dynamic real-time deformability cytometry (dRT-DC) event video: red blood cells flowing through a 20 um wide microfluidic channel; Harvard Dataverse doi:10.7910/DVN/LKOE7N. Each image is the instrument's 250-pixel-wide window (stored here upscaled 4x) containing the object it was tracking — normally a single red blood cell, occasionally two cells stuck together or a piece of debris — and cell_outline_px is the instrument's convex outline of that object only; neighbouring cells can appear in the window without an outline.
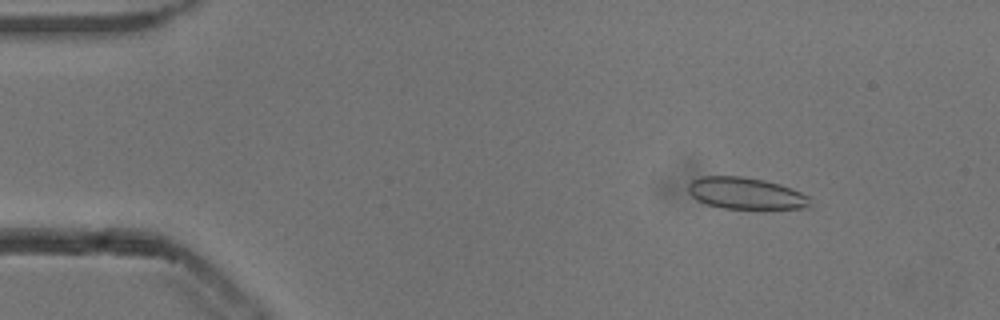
{"species": "common noctule bat (a hibernating species)", "species_latin": "Nyctalus noctula", "temperature_condition": "cold", "stored_images_in_passage": 53, "camera_frame_rate_fps": 3000, "um_per_image_px": 0.085, "animal": {"sex": "male", "body_mass_g": 13.3}, "frame": {"image": 1, "passage_image": 7, "time_ms": 2.0, "image_size_px": [1000, 320], "cell_outline_px": [[808, 208], [764, 212], [724, 208], [708, 204], [696, 200], [688, 192], [688, 184], [692, 180], [700, 176], [744, 176], [764, 180], [780, 184], [792, 188], [808, 196]], "centroid_in_image_um": [63.43, 16.48], "position_along_channel_um": 21.6, "area_um2": 23.52}}
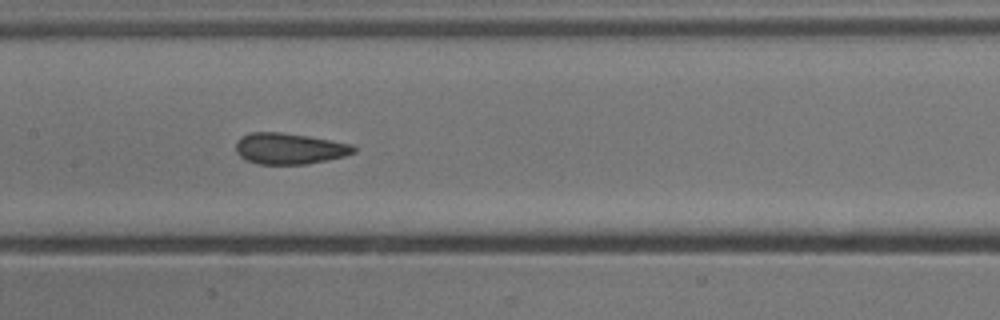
{"frame": {"image": 2, "passage_image": 26, "time_ms": 8.333, "image_size_px": [1000, 320], "cell_outline_px": [[356, 152], [344, 156], [328, 160], [308, 164], [256, 164], [240, 156], [236, 152], [236, 140], [240, 136], [248, 132], [280, 132], [308, 136], [352, 144], [356, 148]], "centroid_in_image_um": [24.58, 12.62], "position_along_channel_um": 182.8, "area_um2": 21.5}}
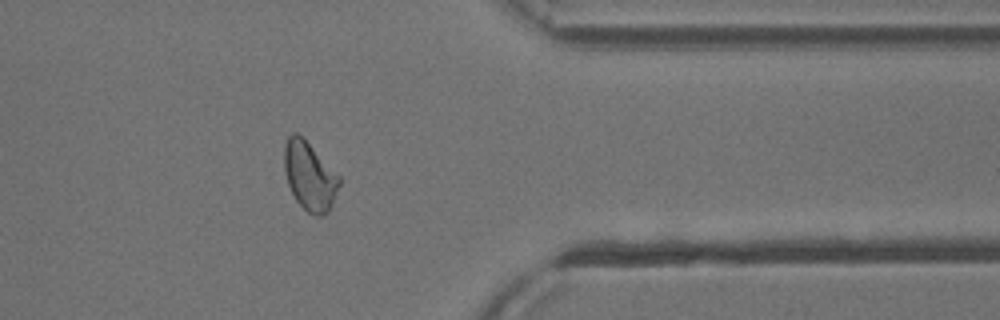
{"frame": {"image": 3, "passage_image": 43, "time_ms": 14.0, "image_size_px": [1000, 320], "cell_outline_px": [[340, 184], [332, 204], [328, 212], [320, 216], [316, 216], [308, 212], [296, 200], [288, 184], [284, 172], [284, 148], [288, 136], [292, 132], [296, 132], [340, 176]], "centroid_in_image_um": [26.31, 14.99], "position_along_channel_um": 385.1, "area_um2": 21.56}, "authors_computed_cell_mechanics": {"area_um2": 22.0796, "velocity_mm_per_s": 3.8397, "shape_relaxation_time_tau1_ms": 4.5157, "shape_relaxation_time_tau2_ms": 1.5243, "deformation_change_tau1": 0.1006, "deformation_change_tau2": 0.0697}}